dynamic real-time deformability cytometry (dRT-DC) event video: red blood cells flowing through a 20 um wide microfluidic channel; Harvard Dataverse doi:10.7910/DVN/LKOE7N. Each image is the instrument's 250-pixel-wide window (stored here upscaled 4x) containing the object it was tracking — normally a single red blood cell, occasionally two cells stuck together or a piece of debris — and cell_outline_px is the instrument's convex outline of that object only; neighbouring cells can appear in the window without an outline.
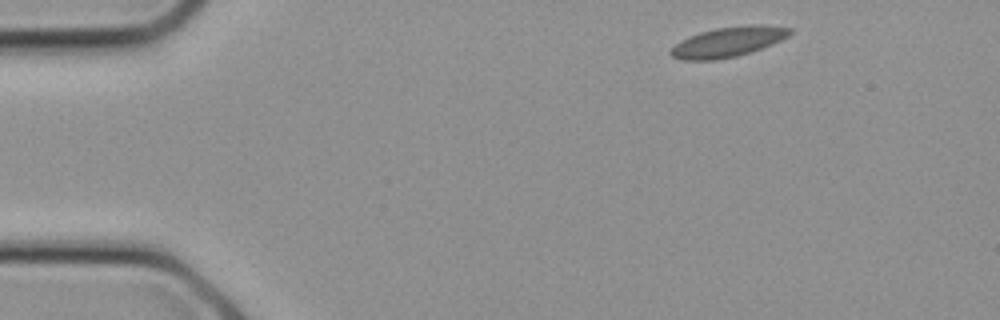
{"species": "common noctule bat (a hibernating species)", "species_latin": "Nyctalus noctula", "temperature_condition": "cold", "stored_images_in_passage": 5, "camera_frame_rate_fps": 3000, "um_per_image_px": 0.085, "animal": {"sex": "female", "body_mass_g": 21.9}, "frame": {"image": 1, "passage_image": 1, "time_ms": 0.0, "image_size_px": [1000, 320], "cell_outline_px": [[792, 32], [788, 36], [772, 44], [752, 52], [736, 56], [716, 60], [684, 60], [672, 56], [668, 52], [676, 44], [700, 32], [716, 28], [748, 24], [756, 24], [792, 28]], "centroid_in_image_um": [61.92, 3.56], "position_along_channel_um": 23.1, "area_um2": 20.63}}
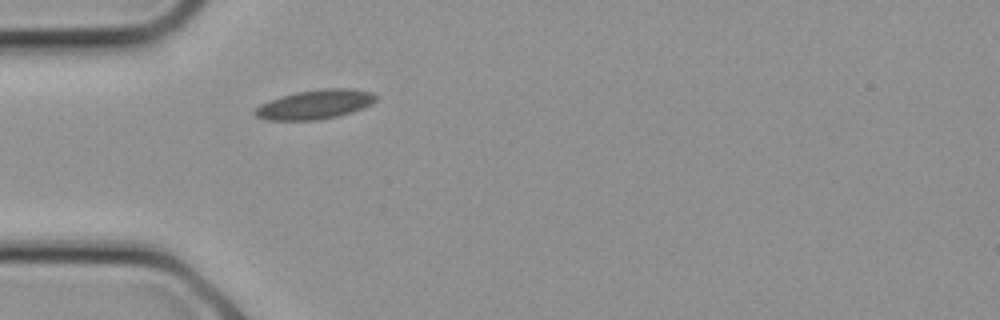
{"frame": {"image": 2, "passage_image": 5, "time_ms": 1.333, "image_size_px": [1000, 320], "cell_outline_px": [[376, 100], [372, 104], [364, 108], [340, 116], [316, 120], [268, 120], [256, 116], [252, 112], [260, 104], [280, 96], [296, 92], [320, 88], [352, 88], [372, 92], [376, 96]], "centroid_in_image_um": [26.79, 8.87], "position_along_channel_um": 58.2, "area_um2": 20.87}}